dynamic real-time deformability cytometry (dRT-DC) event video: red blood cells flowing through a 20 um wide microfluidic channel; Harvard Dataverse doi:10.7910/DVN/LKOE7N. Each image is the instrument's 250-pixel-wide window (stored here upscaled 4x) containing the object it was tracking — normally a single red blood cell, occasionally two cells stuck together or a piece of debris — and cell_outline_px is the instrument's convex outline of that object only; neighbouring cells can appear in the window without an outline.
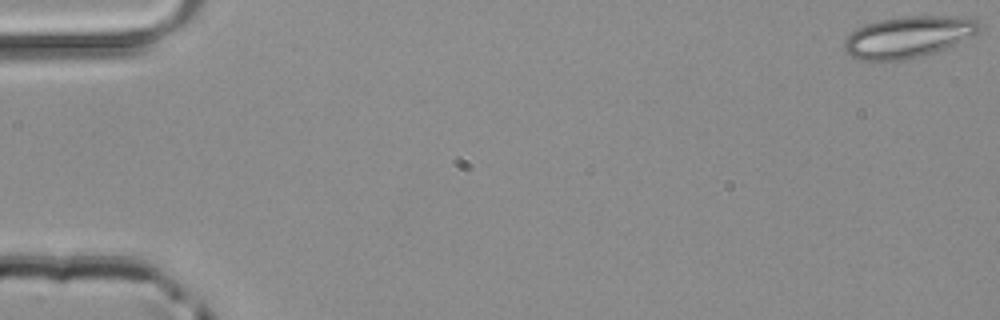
{"species": "common noctule bat (a hibernating species)", "species_latin": "Nyctalus noctula", "temperature_condition": "room temperature", "stored_images_in_passage": 12, "camera_frame_rate_fps": 3000, "um_per_image_px": 0.085, "animal": {"sex": "male", "body_mass_g": 20.4}, "frame": {"image": 1, "passage_image": 1, "time_ms": 0.0, "image_size_px": [1000, 320], "cell_outline_px": [[980, 28], [976, 32], [948, 48], [924, 56], [908, 60], [856, 60], [844, 48], [844, 40], [856, 28], [864, 24], [880, 20], [900, 16], [952, 16], [976, 20], [980, 24]], "centroid_in_image_um": [77.16, 3.15], "position_along_channel_um": 7.8, "area_um2": 32.54}}